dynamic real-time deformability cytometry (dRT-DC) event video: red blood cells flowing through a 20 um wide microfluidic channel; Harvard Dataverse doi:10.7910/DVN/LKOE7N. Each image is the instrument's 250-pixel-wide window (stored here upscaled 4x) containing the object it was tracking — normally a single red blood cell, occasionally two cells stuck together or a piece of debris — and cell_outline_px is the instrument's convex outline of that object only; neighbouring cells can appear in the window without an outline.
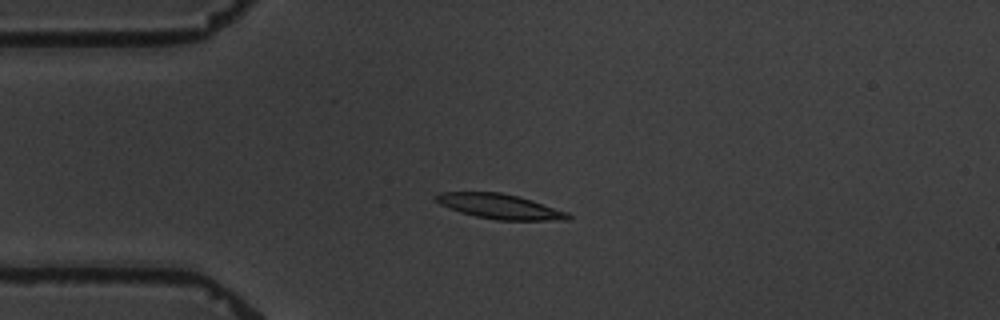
{"species": "common noctule bat (a hibernating species)", "species_latin": "Nyctalus noctula", "temperature_condition": "warm", "stored_images_in_passage": 3, "camera_frame_rate_fps": 3000, "um_per_image_px": 0.085, "animal": {"sex": "male", "body_mass_g": 19.5, "forearm_length_mm": 54.6}, "frame": {"image": 1, "passage_image": 2, "time_ms": 2.333, "image_size_px": [1000, 320], "cell_outline_px": [[572, 220], [496, 220], [476, 216], [460, 212], [448, 208], [440, 204], [436, 200], [436, 196], [440, 192], [500, 192], [532, 200], [568, 212], [572, 216]], "centroid_in_image_um": [42.52, 17.55], "position_along_channel_um": 42.5, "area_um2": 19.07}}